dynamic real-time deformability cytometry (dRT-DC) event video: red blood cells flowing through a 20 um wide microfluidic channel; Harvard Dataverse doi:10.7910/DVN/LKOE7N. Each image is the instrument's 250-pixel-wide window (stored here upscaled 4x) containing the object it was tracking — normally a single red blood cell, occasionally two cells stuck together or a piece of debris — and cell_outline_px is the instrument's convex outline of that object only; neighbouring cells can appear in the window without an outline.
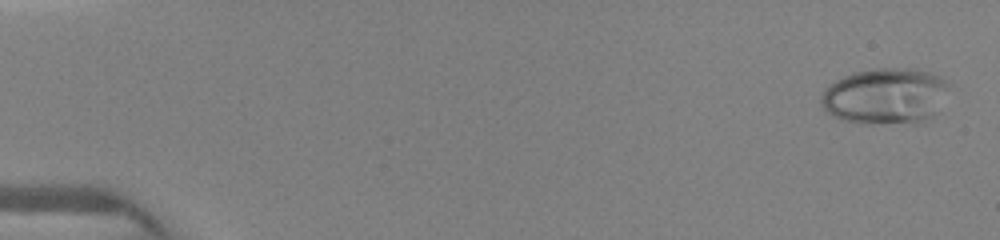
{"species": "human", "species_latin": "Homo sapiens", "temperature_condition": "warm", "stored_images_in_passage": 30, "camera_frame_rate_fps": 3000, "um_per_image_px": 0.085, "donor": {"sex": "female"}, "frame": {"image": 1, "passage_image": 3, "time_ms": 0.333, "image_size_px": [1000, 240], "cell_outline_px": [[948, 84], [936, 112], [924, 124], [864, 124], [844, 120], [832, 116], [820, 104], [820, 96], [836, 80], [852, 72], [880, 68], [916, 68], [940, 76], [948, 80]], "centroid_in_image_um": [75.26, 8.19], "position_along_channel_um": 9.7, "area_um2": 42.08}}
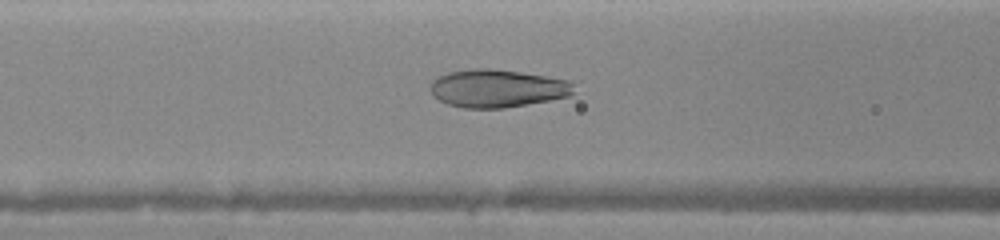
{"frame": {"image": 2, "passage_image": 27, "time_ms": 6.333, "image_size_px": [1000, 240], "cell_outline_px": [[576, 92], [568, 96], [548, 100], [504, 108], [464, 108], [448, 104], [432, 96], [428, 88], [432, 80], [448, 72], [476, 68], [488, 68], [520, 72], [572, 80]], "centroid_in_image_um": [42.27, 7.51], "position_along_channel_um": 124.3, "area_um2": 31.85}}